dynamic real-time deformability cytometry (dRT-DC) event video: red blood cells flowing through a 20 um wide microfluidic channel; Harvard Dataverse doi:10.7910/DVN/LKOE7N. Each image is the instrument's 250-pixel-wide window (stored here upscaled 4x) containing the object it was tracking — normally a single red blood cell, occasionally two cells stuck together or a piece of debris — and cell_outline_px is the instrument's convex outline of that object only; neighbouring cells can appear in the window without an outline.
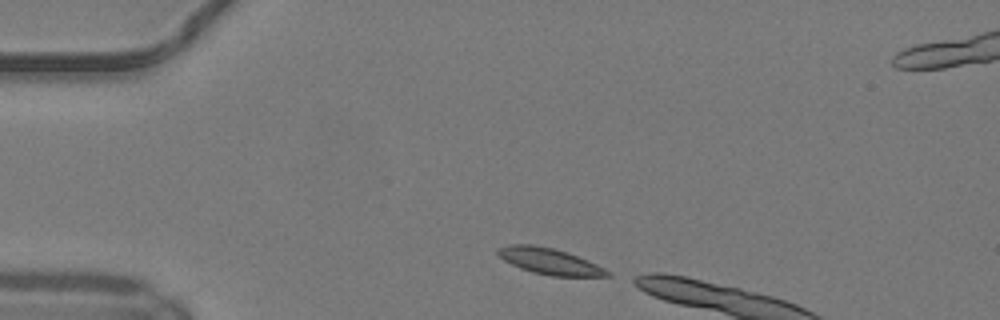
{"species": "common noctule bat (a hibernating species)", "species_latin": "Nyctalus noctula", "temperature_condition": "warm", "stored_images_in_passage": 4, "camera_frame_rate_fps": 3000, "um_per_image_px": 0.085, "animal": {"sex": "male", "body_mass_g": 19.2, "forearm_length_mm": 51.8}, "frame": {"image": 1, "passage_image": 1, "time_ms": 0.0, "image_size_px": [1000, 320], "cell_outline_px": [[612, 276], [552, 276], [532, 272], [520, 268], [504, 260], [496, 252], [496, 248], [508, 244], [532, 244], [552, 248], [568, 252], [596, 264], [612, 272]], "centroid_in_image_um": [46.7, 22.2], "position_along_channel_um": 38.3, "area_um2": 16.7}}